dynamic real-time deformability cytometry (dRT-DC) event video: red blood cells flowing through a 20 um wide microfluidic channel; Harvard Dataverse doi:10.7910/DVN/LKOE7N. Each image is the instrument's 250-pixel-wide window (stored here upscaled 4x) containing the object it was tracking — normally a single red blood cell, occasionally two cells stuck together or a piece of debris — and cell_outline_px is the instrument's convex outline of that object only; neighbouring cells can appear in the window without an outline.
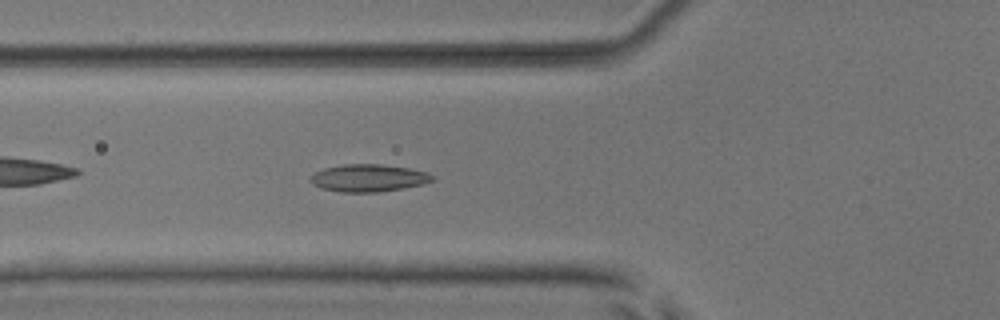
{"species": "common noctule bat (a hibernating species)", "species_latin": "Nyctalus noctula", "temperature_condition": "room temperature", "stored_images_in_passage": 39, "camera_frame_rate_fps": 3000, "um_per_image_px": 0.085, "animal": {"sex": "male", "body_mass_g": 17.9, "forearm_length_mm": 54.2}, "frame": {"image": 1, "passage_image": 6, "time_ms": 1.667, "image_size_px": [1000, 320], "cell_outline_px": [[436, 180], [424, 184], [404, 188], [376, 192], [340, 192], [324, 188], [312, 184], [308, 180], [316, 172], [324, 168], [344, 164], [380, 164], [408, 168], [428, 172], [436, 176]], "centroid_in_image_um": [31.38, 15.13], "position_along_channel_um": 94.4, "area_um2": 19.54}}
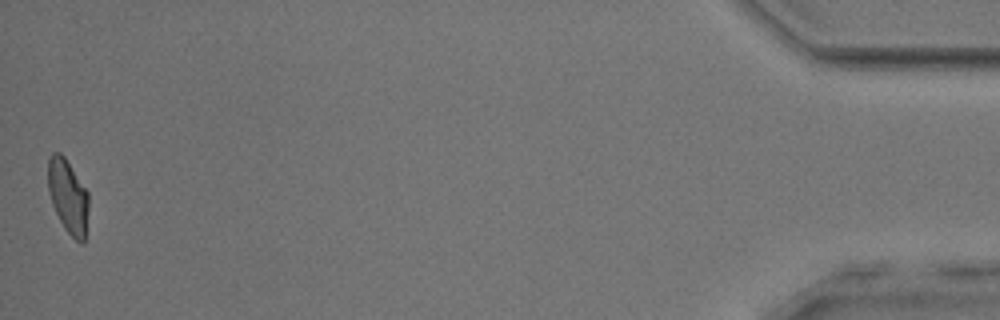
{"frame": {"image": 2, "passage_image": 39, "time_ms": 12.667, "image_size_px": [1000, 320], "cell_outline_px": [[88, 208], [84, 244], [80, 244], [64, 228], [52, 204], [48, 192], [48, 156], [52, 152], [60, 152], [64, 156], [88, 192]], "centroid_in_image_um": [5.77, 16.67], "position_along_channel_um": 429.4, "area_um2": 17.46}, "authors_computed_cell_mechanics": {"area_um2": 18.0336, "velocity_mm_per_s": 3.8857, "shape_relaxation_time_tau1_ms": null, "shape_relaxation_time_tau2_ms": 1.3605, "deformation_change_tau1": null, "deformation_change_tau2": 0.072}}